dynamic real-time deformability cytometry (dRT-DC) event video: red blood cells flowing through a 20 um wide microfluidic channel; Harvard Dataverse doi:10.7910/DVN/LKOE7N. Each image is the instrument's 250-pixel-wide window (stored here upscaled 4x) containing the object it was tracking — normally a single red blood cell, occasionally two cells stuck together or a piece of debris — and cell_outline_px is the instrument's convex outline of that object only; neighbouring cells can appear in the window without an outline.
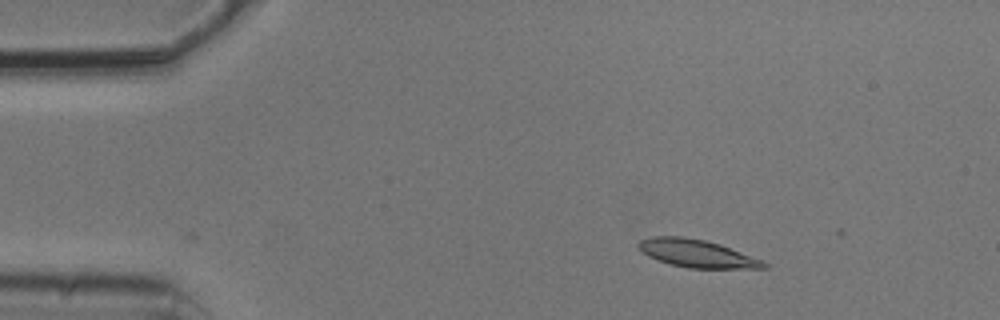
{"species": "common noctule bat (a hibernating species)", "species_latin": "Nyctalus noctula", "temperature_condition": "cold", "stored_images_in_passage": 4, "camera_frame_rate_fps": 3000, "um_per_image_px": 0.085, "animal": {"sex": "male", "body_mass_g": 20.5, "forearm_length_mm": 52.5}, "frame": {"image": 1, "passage_image": 2, "time_ms": 0.333, "image_size_px": [1000, 320], "cell_outline_px": [[768, 268], [688, 268], [672, 264], [648, 256], [636, 244], [640, 240], [652, 236], [680, 236], [704, 240], [720, 244], [764, 260], [768, 264]], "centroid_in_image_um": [59.28, 21.54], "position_along_channel_um": 25.7, "area_um2": 20.11}}